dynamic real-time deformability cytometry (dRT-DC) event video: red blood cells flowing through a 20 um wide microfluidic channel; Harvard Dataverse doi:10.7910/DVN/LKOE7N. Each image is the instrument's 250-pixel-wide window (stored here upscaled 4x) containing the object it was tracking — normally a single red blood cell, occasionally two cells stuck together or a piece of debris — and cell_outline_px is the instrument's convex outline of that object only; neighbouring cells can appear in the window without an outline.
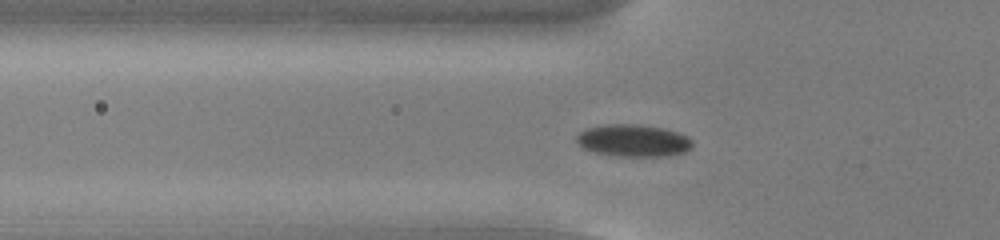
{"species": "common noctule bat (a hibernating species)", "species_latin": "Nyctalus noctula", "temperature_condition": "cold", "stored_images_in_passage": 49, "camera_frame_rate_fps": 3000, "um_per_image_px": 0.085, "animal": {"sex": "male", "body_mass_g": 13.0, "forearm_length_mm": 53.1}, "frame": {"image": 1, "passage_image": 16, "time_ms": 5.0, "image_size_px": [1000, 240], "cell_outline_px": [[692, 148], [684, 152], [668, 156], [616, 156], [596, 152], [584, 148], [576, 140], [576, 136], [580, 132], [588, 128], [604, 124], [640, 124], [664, 128], [688, 136], [692, 140]], "centroid_in_image_um": [53.86, 11.94], "position_along_channel_um": 71.9, "area_um2": 21.73}}
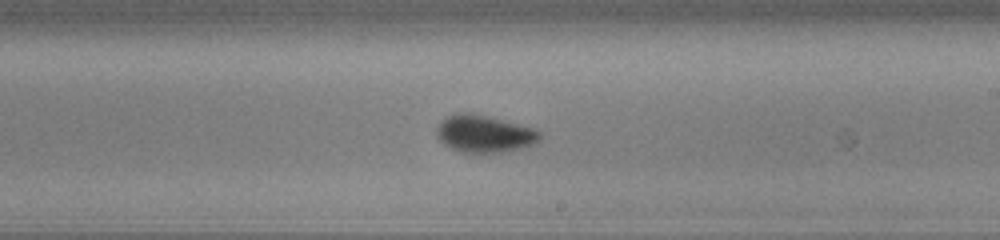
{"frame": {"image": 2, "passage_image": 30, "time_ms": 9.667, "image_size_px": [1000, 240], "cell_outline_px": [[544, 132], [540, 140], [536, 144], [504, 152], [460, 152], [444, 144], [436, 136], [436, 128], [448, 116], [456, 112], [472, 112], [536, 128]], "centroid_in_image_um": [41.23, 11.36], "position_along_channel_um": 247.8, "area_um2": 22.66}}
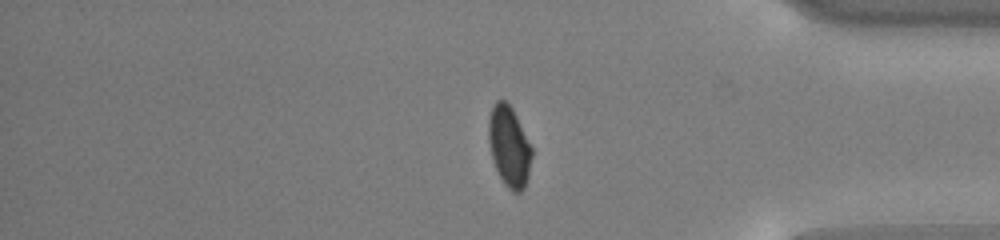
{"frame": {"image": 3, "passage_image": 43, "time_ms": 14.0, "image_size_px": [1000, 240], "cell_outline_px": [[532, 156], [528, 176], [524, 188], [520, 192], [512, 192], [504, 184], [496, 168], [492, 156], [488, 140], [488, 116], [492, 104], [496, 100], [508, 100], [532, 148]], "centroid_in_image_um": [43.26, 12.41], "position_along_channel_um": 391.9, "area_um2": 20.35}}